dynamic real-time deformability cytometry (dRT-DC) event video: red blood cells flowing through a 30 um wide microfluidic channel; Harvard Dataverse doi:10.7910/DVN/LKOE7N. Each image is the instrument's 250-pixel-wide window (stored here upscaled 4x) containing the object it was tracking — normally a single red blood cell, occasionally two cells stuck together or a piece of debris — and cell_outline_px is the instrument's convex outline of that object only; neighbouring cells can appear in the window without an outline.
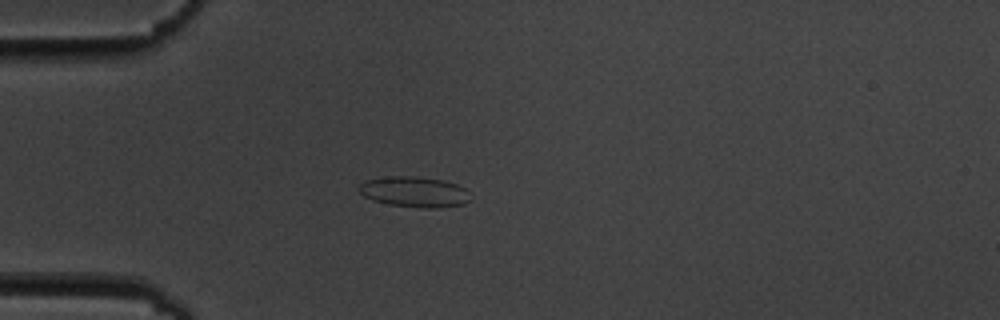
{"species": "common noctule bat (a hibernating species)", "species_latin": "Nyctalus noctula", "temperature_condition": "cold", "stored_images_in_passage": 8, "camera_frame_rate_fps": 3000, "um_per_image_px": 0.085, "animal": {"sex": "male", "body_mass_g": 19.5, "forearm_length_mm": 54.6}, "frame": {"image": 1, "passage_image": 5, "time_ms": 4.667, "image_size_px": [1000, 320], "cell_outline_px": [[472, 200], [464, 204], [436, 208], [420, 208], [388, 204], [372, 200], [364, 196], [356, 188], [364, 180], [388, 176], [416, 176], [444, 180], [456, 184], [464, 188], [468, 192]], "centroid_in_image_um": [35.21, 16.31], "position_along_channel_um": 49.8, "area_um2": 20.11}}
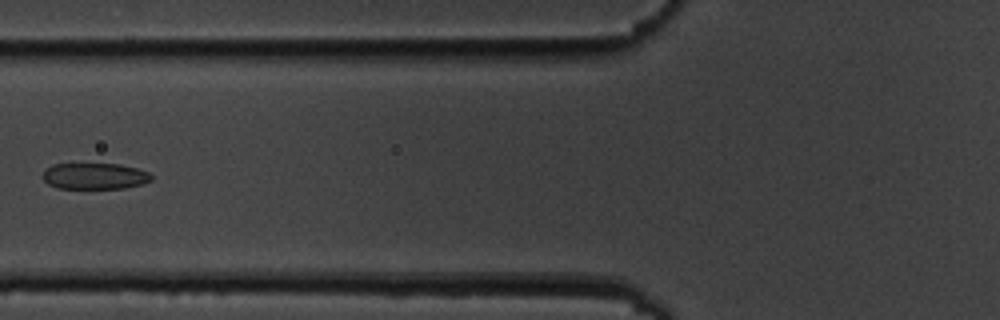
{"frame": {"image": 2, "passage_image": 7, "time_ms": 7.0, "image_size_px": [1000, 320], "cell_outline_px": [[152, 180], [140, 184], [124, 188], [56, 188], [48, 184], [40, 176], [52, 164], [120, 164], [136, 168], [148, 172], [152, 176]], "centroid_in_image_um": [8.02, 14.97], "position_along_channel_um": 117.8, "area_um2": 16.53}}
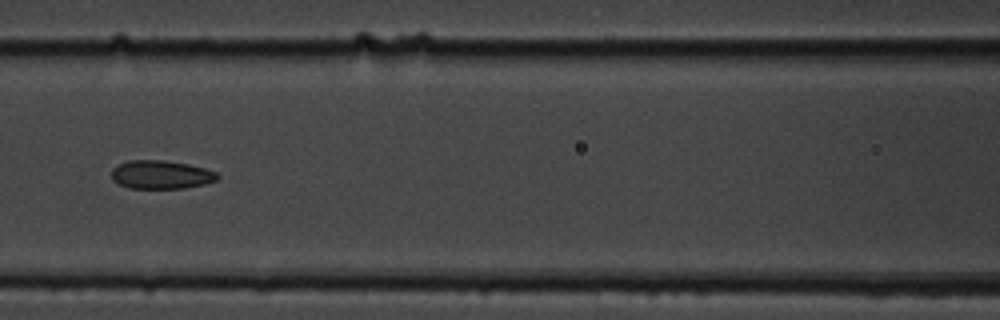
{"frame": {"image": 3, "passage_image": 8, "time_ms": 8.0, "image_size_px": [1000, 320], "cell_outline_px": [[220, 176], [216, 180], [204, 184], [184, 188], [128, 188], [112, 180], [112, 168], [128, 160], [164, 160], [188, 164], [204, 168], [216, 172]], "centroid_in_image_um": [13.68, 14.84], "position_along_channel_um": 152.9, "area_um2": 17.51}}